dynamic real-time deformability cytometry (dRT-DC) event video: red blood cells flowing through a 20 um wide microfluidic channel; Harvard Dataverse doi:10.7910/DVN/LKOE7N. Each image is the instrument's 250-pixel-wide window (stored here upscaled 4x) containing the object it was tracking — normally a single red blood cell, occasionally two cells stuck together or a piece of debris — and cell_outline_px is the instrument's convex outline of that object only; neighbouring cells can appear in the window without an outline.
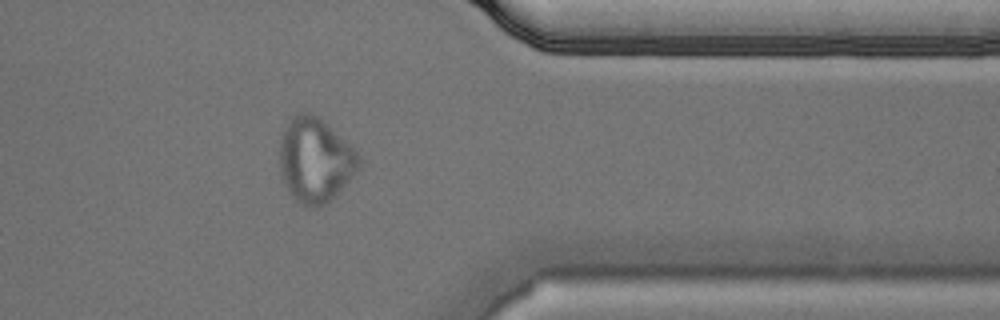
{"species": "Egyptian fruit bat (a non-hibernating species)", "species_latin": "Rousettus aegyptiacus", "temperature_condition": "cold", "stored_images_in_passage": 52, "camera_frame_rate_fps": 3000, "um_per_image_px": 0.085, "animal": {"sex": "male"}, "frame": {"image": 1, "passage_image": 45, "time_ms": 14.667, "image_size_px": [1000, 320], "cell_outline_px": [[360, 164], [352, 176], [324, 204], [316, 208], [308, 208], [300, 204], [292, 196], [280, 180], [280, 140], [292, 116], [300, 112], [308, 112], [320, 116], [360, 156]], "centroid_in_image_um": [26.74, 13.61], "position_along_channel_um": 384.7, "area_um2": 38.61}}